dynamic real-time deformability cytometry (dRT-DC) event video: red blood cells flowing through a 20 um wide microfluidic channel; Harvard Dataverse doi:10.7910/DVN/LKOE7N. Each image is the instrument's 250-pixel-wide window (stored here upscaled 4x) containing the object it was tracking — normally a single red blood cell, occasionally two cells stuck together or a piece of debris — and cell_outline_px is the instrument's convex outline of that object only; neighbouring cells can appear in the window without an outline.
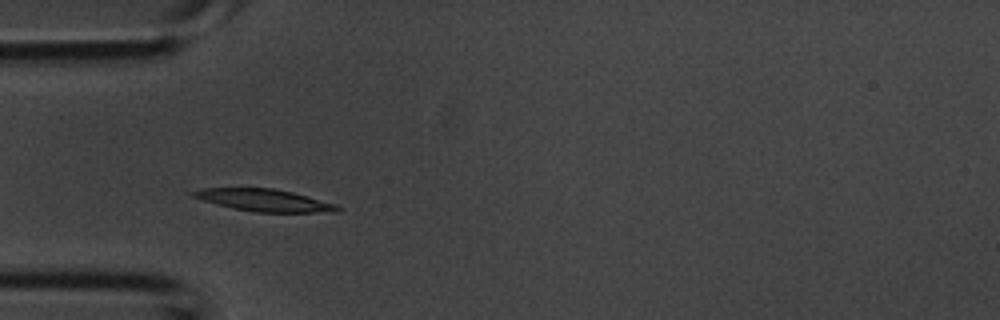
{"species": "common noctule bat (a hibernating species)", "species_latin": "Nyctalus noctula", "temperature_condition": "room temperature", "stored_images_in_passage": 2, "camera_frame_rate_fps": 3000, "um_per_image_px": 0.085, "animal": {"sex": "male", "body_mass_g": 20.1, "forearm_length_mm": 53.5}, "frame": {"image": 1, "passage_image": 2, "time_ms": 0.333, "image_size_px": [1000, 320], "cell_outline_px": [[340, 208], [336, 212], [256, 212], [232, 208], [216, 204], [192, 196], [188, 192], [204, 188], [272, 188], [292, 192], [336, 204]], "centroid_in_image_um": [22.43, 17.02], "position_along_channel_um": 62.6, "area_um2": 18.44}}